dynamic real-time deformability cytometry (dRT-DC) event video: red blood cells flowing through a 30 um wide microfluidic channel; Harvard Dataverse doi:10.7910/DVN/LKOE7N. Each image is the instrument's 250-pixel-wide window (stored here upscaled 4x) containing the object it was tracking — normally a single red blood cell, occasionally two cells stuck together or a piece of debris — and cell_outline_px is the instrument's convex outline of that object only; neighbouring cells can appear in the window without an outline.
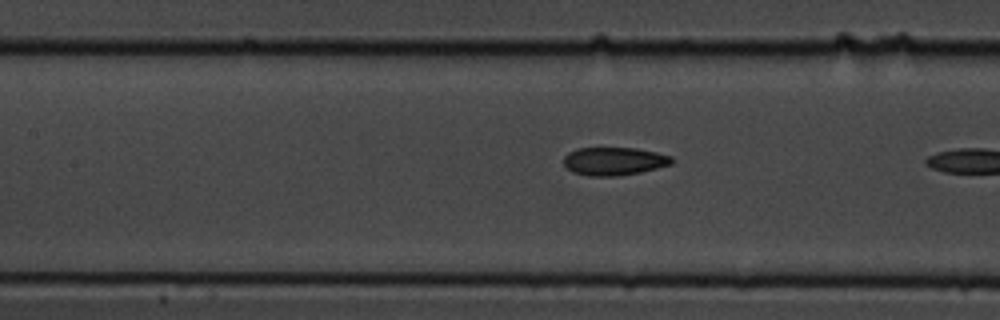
{"species": "common noctule bat (a hibernating species)", "species_latin": "Nyctalus noctula", "temperature_condition": "cold", "stored_images_in_passage": 7, "segment_of_instrument_passage": [2, 2], "camera_frame_rate_fps": 3000, "um_per_image_px": 0.085, "animal": {"sex": "male", "body_mass_g": 19.5, "forearm_length_mm": 54.6}, "frame": {"image": 1, "passage_image": 7, "time_ms": 2.0, "image_size_px": [1000, 320], "cell_outline_px": [[676, 160], [672, 164], [640, 172], [620, 176], [588, 176], [572, 172], [564, 164], [564, 156], [568, 152], [576, 148], [636, 148], [656, 152], [672, 156]], "centroid_in_image_um": [52.21, 13.7], "position_along_channel_um": 155.2, "area_um2": 17.86}}